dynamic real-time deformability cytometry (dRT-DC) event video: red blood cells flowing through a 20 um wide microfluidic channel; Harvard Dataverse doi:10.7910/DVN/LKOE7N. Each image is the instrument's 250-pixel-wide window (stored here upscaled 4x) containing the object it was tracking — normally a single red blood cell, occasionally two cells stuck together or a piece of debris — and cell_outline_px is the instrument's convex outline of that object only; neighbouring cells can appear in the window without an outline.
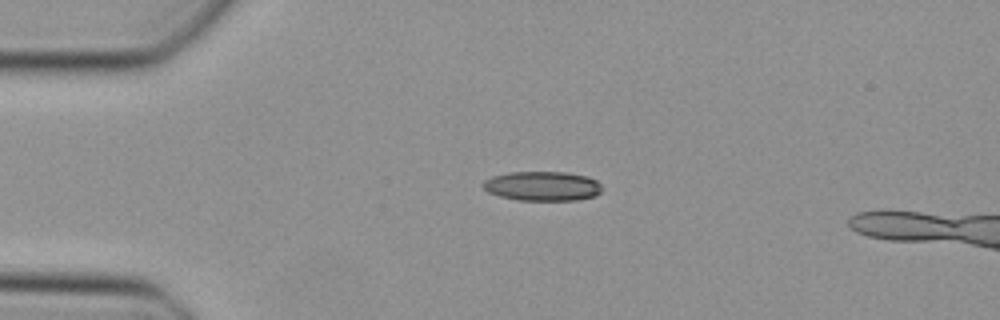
{"species": "Egyptian fruit bat (a non-hibernating species)", "species_latin": "Rousettus aegyptiacus", "temperature_condition": "cold", "stored_images_in_passage": 15, "camera_frame_rate_fps": 3000, "um_per_image_px": 0.085, "animal": {"sex": "female"}, "frame": {"image": 1, "passage_image": 11, "time_ms": 3.333, "image_size_px": [1000, 320], "cell_outline_px": [[604, 188], [596, 196], [576, 200], [516, 200], [500, 196], [488, 192], [480, 184], [484, 180], [492, 176], [508, 172], [568, 172], [588, 176], [596, 180]], "centroid_in_image_um": [46.11, 15.81], "position_along_channel_um": 38.9, "area_um2": 20.69}}